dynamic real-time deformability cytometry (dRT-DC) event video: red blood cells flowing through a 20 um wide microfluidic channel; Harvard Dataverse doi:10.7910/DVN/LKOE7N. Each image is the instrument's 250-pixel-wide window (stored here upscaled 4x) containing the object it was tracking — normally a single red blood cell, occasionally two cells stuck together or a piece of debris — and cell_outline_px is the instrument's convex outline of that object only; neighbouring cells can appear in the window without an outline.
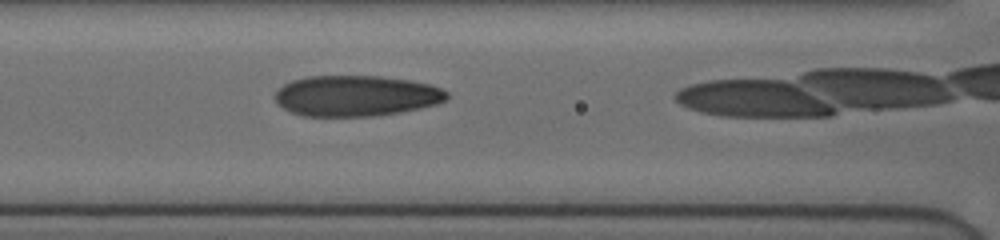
{"species": "human", "species_latin": "Homo sapiens", "temperature_condition": "cold", "stored_images_in_passage": 28, "camera_frame_rate_fps": 3000, "um_per_image_px": 0.085, "donor": {"sex": "female"}, "frame": {"image": 1, "passage_image": 9, "time_ms": 2.667, "image_size_px": [1000, 240], "cell_outline_px": [[448, 100], [436, 104], [420, 108], [380, 116], [304, 116], [292, 112], [276, 104], [276, 92], [284, 84], [292, 80], [308, 76], [380, 76], [408, 80], [428, 84], [440, 88], [448, 92]], "centroid_in_image_um": [30.28, 8.15], "position_along_channel_um": 136.3, "area_um2": 40.86}}
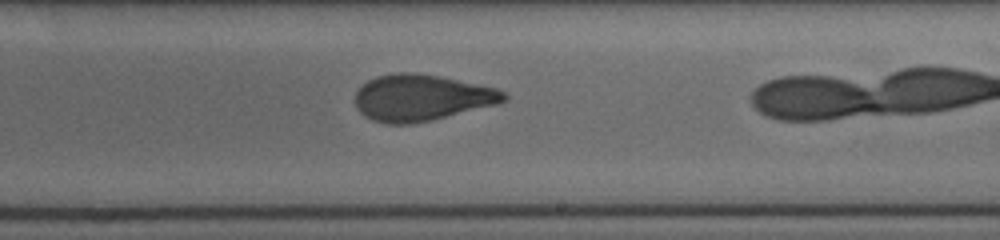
{"frame": {"image": 2, "passage_image": 18, "time_ms": 5.667, "image_size_px": [1000, 240], "cell_outline_px": [[508, 96], [504, 100], [496, 104], [412, 124], [388, 124], [372, 120], [364, 116], [356, 108], [356, 92], [368, 80], [376, 76], [400, 72], [412, 72], [440, 76], [496, 88], [504, 92]], "centroid_in_image_um": [35.78, 8.3], "position_along_channel_um": 253.2, "area_um2": 39.71}}
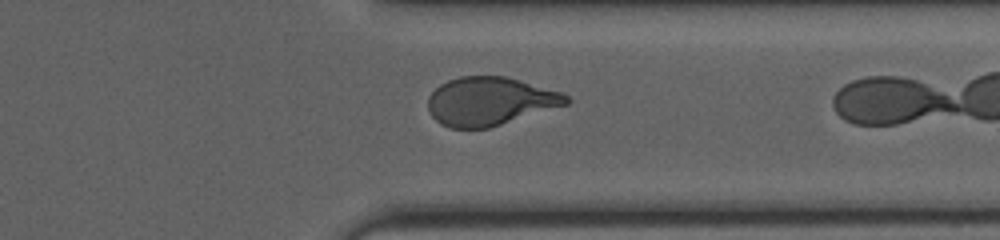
{"frame": {"image": 3, "passage_image": 27, "time_ms": 8.667, "image_size_px": [1000, 240], "cell_outline_px": [[572, 100], [568, 104], [488, 128], [452, 128], [440, 124], [432, 116], [428, 108], [428, 96], [440, 84], [448, 80], [460, 76], [504, 76], [560, 92], [568, 96]], "centroid_in_image_um": [41.61, 8.61], "position_along_channel_um": 369.8, "area_um2": 38.67}}